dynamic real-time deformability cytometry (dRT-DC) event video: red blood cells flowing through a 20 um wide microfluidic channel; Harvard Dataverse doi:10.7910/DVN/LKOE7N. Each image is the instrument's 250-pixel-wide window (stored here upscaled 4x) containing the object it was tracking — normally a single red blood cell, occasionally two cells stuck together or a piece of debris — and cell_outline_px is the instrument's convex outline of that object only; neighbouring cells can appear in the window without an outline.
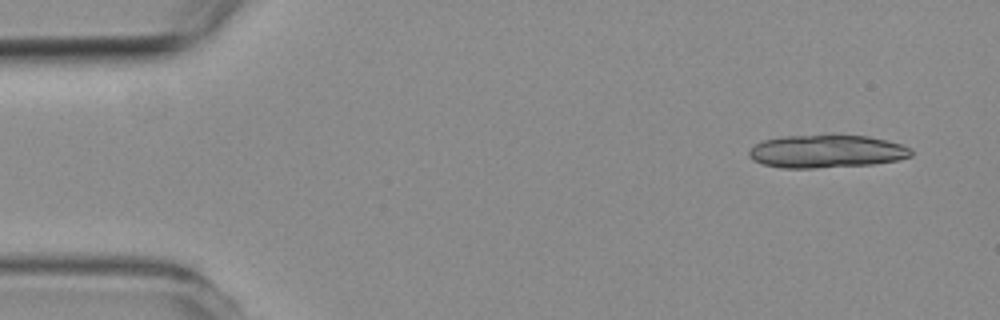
{"species": "common noctule bat (a hibernating species)", "species_latin": "Nyctalus noctula", "temperature_condition": "room temperature", "stored_images_in_passage": 4, "camera_frame_rate_fps": 3000, "um_per_image_px": 0.085, "animal": {"sex": "female", "body_mass_g": 19.3, "forearm_length_mm": 54.1}, "frame": {"image": 1, "passage_image": 1, "time_ms": 0.0, "image_size_px": [1000, 320], "cell_outline_px": [[912, 156], [896, 160], [872, 164], [816, 168], [784, 168], [764, 164], [752, 160], [748, 156], [748, 152], [756, 144], [764, 140], [784, 136], [832, 132], [868, 136], [900, 144], [912, 148]], "centroid_in_image_um": [70.25, 12.82], "position_along_channel_um": 14.7, "area_um2": 31.91}}
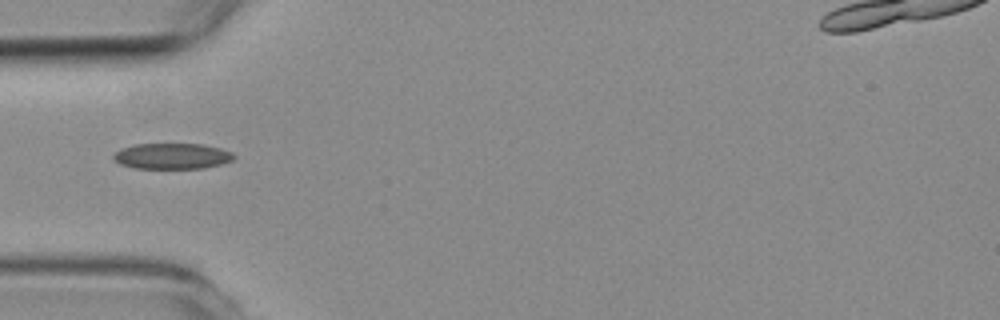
{"frame": {"image": 2, "passage_image": 4, "time_ms": 4.333, "image_size_px": [1000, 320], "cell_outline_px": [[236, 156], [232, 160], [220, 164], [204, 168], [136, 168], [120, 164], [112, 156], [120, 148], [136, 144], [204, 144], [220, 148], [232, 152]], "centroid_in_image_um": [14.64, 13.26], "position_along_channel_um": 70.4, "area_um2": 18.03}}